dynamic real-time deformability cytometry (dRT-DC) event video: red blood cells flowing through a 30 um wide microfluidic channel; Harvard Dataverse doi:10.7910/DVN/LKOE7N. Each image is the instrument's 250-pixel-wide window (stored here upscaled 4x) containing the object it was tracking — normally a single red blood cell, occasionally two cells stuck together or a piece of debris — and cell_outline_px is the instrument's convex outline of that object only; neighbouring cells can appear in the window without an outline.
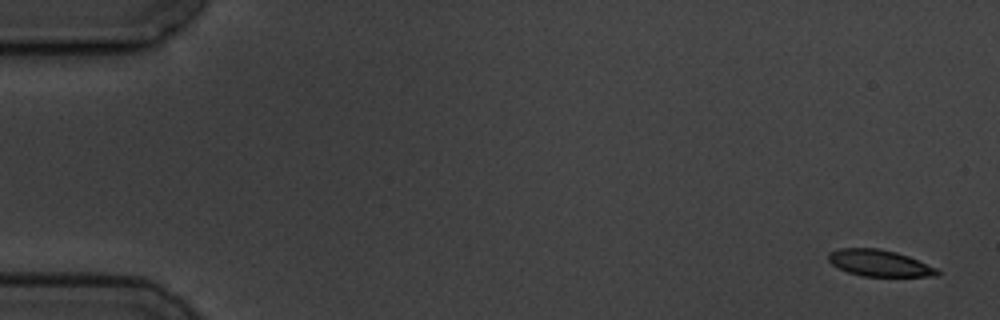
{"species": "common noctule bat (a hibernating species)", "species_latin": "Nyctalus noctula", "temperature_condition": "cold", "stored_images_in_passage": 6, "camera_frame_rate_fps": 3000, "um_per_image_px": 0.085, "animal": {"sex": "male", "body_mass_g": 19.5, "forearm_length_mm": 54.6}, "frame": {"image": 1, "passage_image": 1, "time_ms": 0.0, "image_size_px": [1000, 320], "cell_outline_px": [[940, 276], [860, 276], [848, 272], [832, 264], [828, 260], [828, 252], [840, 248], [880, 248], [896, 252], [908, 256], [936, 268], [940, 272]], "centroid_in_image_um": [74.73, 22.36], "position_along_channel_um": 10.3, "area_um2": 16.76}}